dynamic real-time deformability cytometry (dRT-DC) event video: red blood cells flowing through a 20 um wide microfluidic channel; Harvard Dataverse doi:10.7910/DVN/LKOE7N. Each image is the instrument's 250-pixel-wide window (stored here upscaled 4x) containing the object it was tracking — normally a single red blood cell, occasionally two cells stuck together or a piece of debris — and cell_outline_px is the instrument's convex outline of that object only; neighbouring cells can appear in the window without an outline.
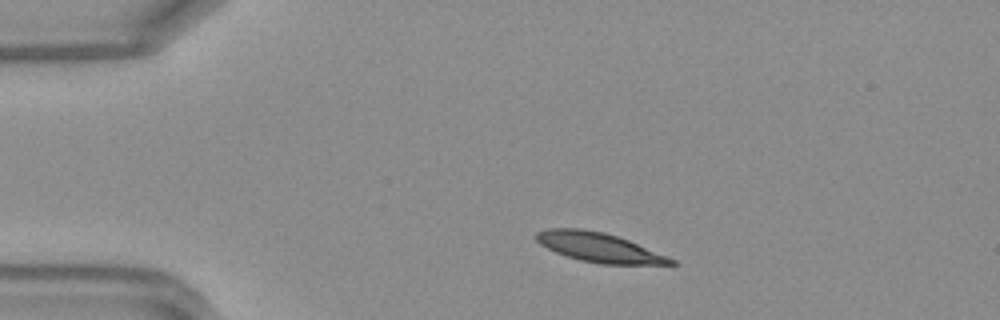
{"species": "Egyptian fruit bat (a non-hibernating species)", "species_latin": "Rousettus aegyptiacus", "temperature_condition": "warm", "stored_images_in_passage": 39, "camera_frame_rate_fps": 3000, "um_per_image_px": 0.085, "frame": {"image": 1, "passage_image": 1, "time_ms": 0.0, "image_size_px": [1000, 320], "cell_outline_px": [[672, 264], [616, 264], [588, 260], [572, 256], [560, 252], [544, 244], [540, 240], [540, 236], [544, 232], [596, 232], [612, 236], [624, 240], [672, 260]], "centroid_in_image_um": [51.09, 21.11], "position_along_channel_um": 33.9, "area_um2": 19.02}}
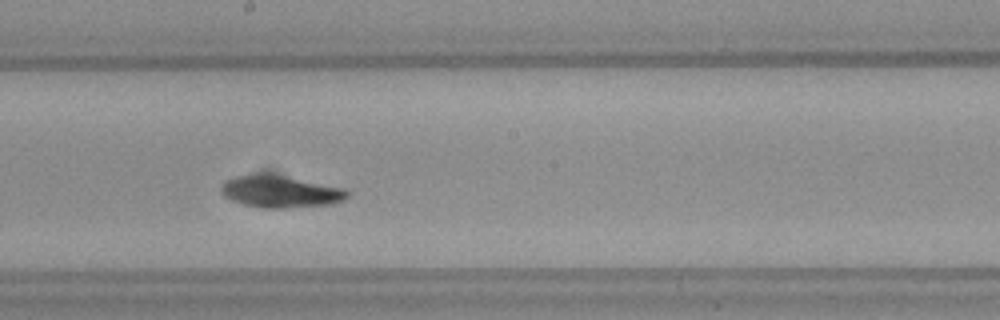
{"frame": {"image": 2, "passage_image": 18, "time_ms": 5.667, "image_size_px": [1000, 320], "cell_outline_px": [[344, 192], [340, 196], [332, 200], [288, 204], [260, 204], [244, 200], [228, 192], [228, 184], [236, 180], [288, 180]], "centroid_in_image_um": [23.82, 16.32], "position_along_channel_um": 224.4, "area_um2": 15.14}}
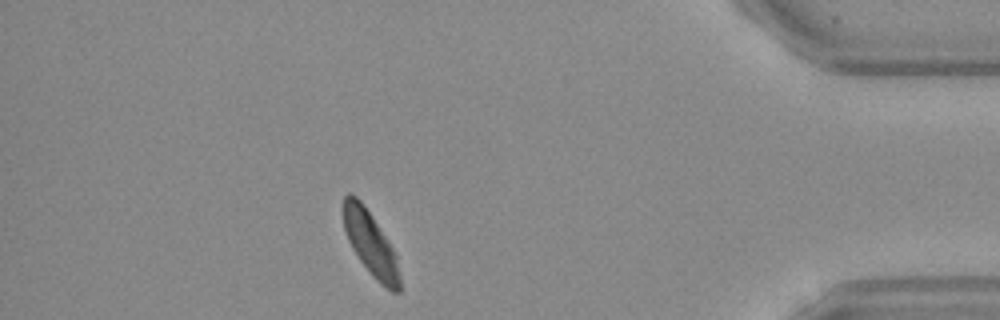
{"frame": {"image": 3, "passage_image": 34, "time_ms": 11.0, "image_size_px": [1000, 320], "cell_outline_px": [[400, 288], [392, 288], [384, 284], [368, 268], [352, 244], [348, 236], [344, 224], [344, 200], [348, 196], [352, 196], [368, 212], [388, 248], [392, 260]], "centroid_in_image_um": [31.37, 20.6], "position_along_channel_um": 403.8, "area_um2": 16.88}, "authors_computed_cell_mechanics": {"area_um2": 17.2244, "velocity_mm_per_s": 4.1818, "shape_relaxation_time_tau1_ms": 4.7363, "shape_relaxation_time_tau2_ms": 3.1052, "deformation_change_tau1": 0.1883, "deformation_change_tau2": 0.0935}}